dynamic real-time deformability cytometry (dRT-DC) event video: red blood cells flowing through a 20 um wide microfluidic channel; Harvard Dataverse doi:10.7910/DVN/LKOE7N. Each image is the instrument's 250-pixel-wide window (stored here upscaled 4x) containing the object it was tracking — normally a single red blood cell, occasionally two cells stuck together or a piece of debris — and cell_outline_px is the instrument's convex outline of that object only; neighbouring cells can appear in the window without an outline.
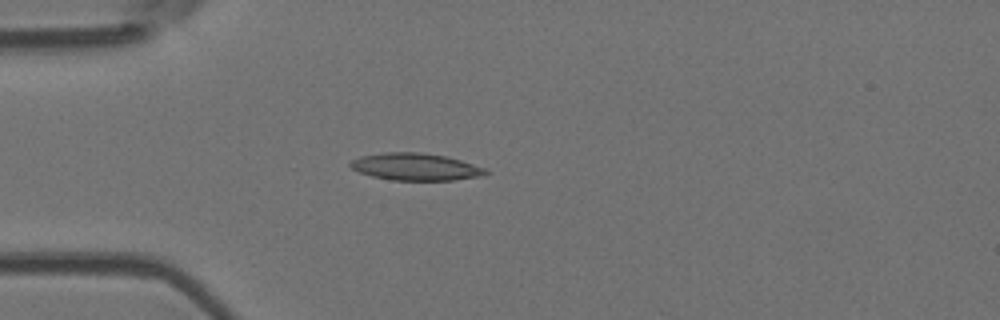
{"species": "Egyptian fruit bat (a non-hibernating species)", "species_latin": "Rousettus aegyptiacus", "temperature_condition": "room temperature", "stored_images_in_passage": 5, "camera_frame_rate_fps": 3000, "um_per_image_px": 0.085, "animal": {"sex": "female"}, "frame": {"image": 1, "passage_image": 3, "time_ms": 3.333, "image_size_px": [1000, 320], "cell_outline_px": [[488, 172], [484, 176], [452, 180], [392, 180], [372, 176], [360, 172], [352, 168], [348, 164], [352, 160], [360, 156], [384, 152], [420, 152], [448, 156], [488, 168]], "centroid_in_image_um": [35.37, 14.17], "position_along_channel_um": 49.6, "area_um2": 21.62}}